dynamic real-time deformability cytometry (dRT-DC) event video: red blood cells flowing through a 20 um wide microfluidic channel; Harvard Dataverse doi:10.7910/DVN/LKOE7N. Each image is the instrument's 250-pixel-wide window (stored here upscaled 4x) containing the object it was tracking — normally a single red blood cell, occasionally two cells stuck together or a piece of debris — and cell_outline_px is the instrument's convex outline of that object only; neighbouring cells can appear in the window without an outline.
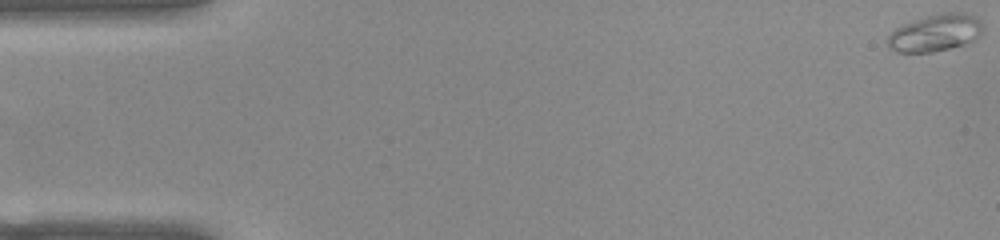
{"species": "common noctule bat (a hibernating species)", "species_latin": "Nyctalus noctula", "temperature_condition": "warm", "stored_images_in_passage": 53, "camera_frame_rate_fps": 3000, "um_per_image_px": 0.085, "animal": {"sex": "female", "body_mass_g": 22.0, "forearm_length_mm": 56.7}, "frame": {"image": 1, "passage_image": 1, "time_ms": 0.0, "image_size_px": [1000, 240], "cell_outline_px": [[984, 28], [980, 36], [964, 44], [932, 52], [896, 52], [888, 48], [888, 36], [896, 28], [904, 24], [928, 16], [948, 12], [964, 12], [976, 16], [980, 20]], "centroid_in_image_um": [79.53, 2.79], "position_along_channel_um": 5.5, "area_um2": 20.4}}
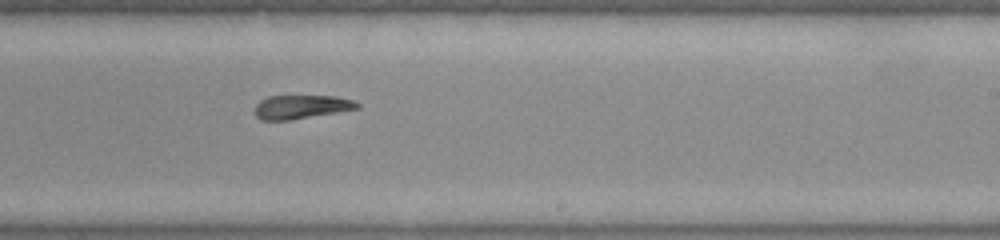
{"frame": {"image": 2, "passage_image": 32, "time_ms": 10.333, "image_size_px": [1000, 240], "cell_outline_px": [[360, 108], [288, 120], [260, 120], [252, 112], [256, 104], [260, 100], [268, 96], [336, 96], [352, 100], [360, 104]], "centroid_in_image_um": [25.55, 9.08], "position_along_channel_um": 263.5, "area_um2": 14.16}}
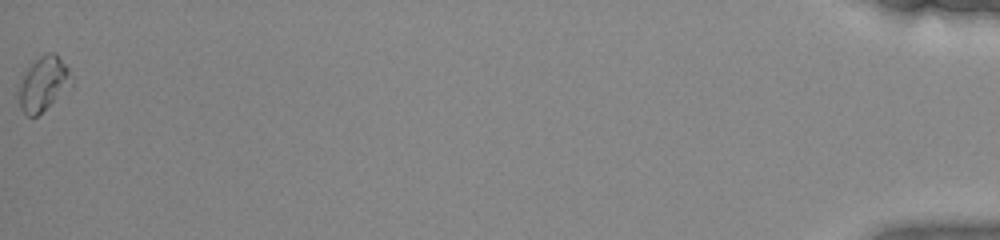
{"frame": {"image": 3, "passage_image": 53, "time_ms": 17.333, "image_size_px": [1000, 240], "cell_outline_px": [[72, 88], [36, 116], [28, 116], [20, 108], [16, 100], [16, 96], [20, 84], [28, 68], [40, 56], [48, 52], [56, 52], [68, 68], [72, 76]], "centroid_in_image_um": [3.71, 7.14], "position_along_channel_um": 431.5, "area_um2": 16.94}, "authors_computed_cell_mechanics": {"area_um2": 15.7216, "velocity_mm_per_s": 3.9104, "shape_relaxation_time_tau1_ms": null, "shape_relaxation_time_tau2_ms": 2.1716, "deformation_change_tau1": null, "deformation_change_tau2": 0.1203}}